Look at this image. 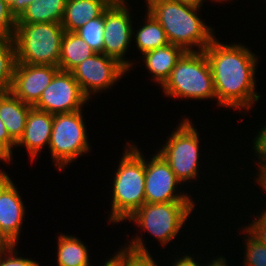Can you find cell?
Here are the masks:
<instances>
[{
    "mask_svg": "<svg viewBox=\"0 0 266 266\" xmlns=\"http://www.w3.org/2000/svg\"><path fill=\"white\" fill-rule=\"evenodd\" d=\"M210 64L218 105L251 108L260 98L255 91L257 56L241 44L226 45L216 38L204 50Z\"/></svg>",
    "mask_w": 266,
    "mask_h": 266,
    "instance_id": "cell-1",
    "label": "cell"
},
{
    "mask_svg": "<svg viewBox=\"0 0 266 266\" xmlns=\"http://www.w3.org/2000/svg\"><path fill=\"white\" fill-rule=\"evenodd\" d=\"M147 11L164 29L170 44L181 47L185 52L204 51L215 38L213 30L197 15L200 7L176 0H146Z\"/></svg>",
    "mask_w": 266,
    "mask_h": 266,
    "instance_id": "cell-2",
    "label": "cell"
},
{
    "mask_svg": "<svg viewBox=\"0 0 266 266\" xmlns=\"http://www.w3.org/2000/svg\"><path fill=\"white\" fill-rule=\"evenodd\" d=\"M128 146L113 178L109 223L129 219L145 203V158L136 146Z\"/></svg>",
    "mask_w": 266,
    "mask_h": 266,
    "instance_id": "cell-3",
    "label": "cell"
},
{
    "mask_svg": "<svg viewBox=\"0 0 266 266\" xmlns=\"http://www.w3.org/2000/svg\"><path fill=\"white\" fill-rule=\"evenodd\" d=\"M64 33L61 23H17L16 63L58 67Z\"/></svg>",
    "mask_w": 266,
    "mask_h": 266,
    "instance_id": "cell-4",
    "label": "cell"
},
{
    "mask_svg": "<svg viewBox=\"0 0 266 266\" xmlns=\"http://www.w3.org/2000/svg\"><path fill=\"white\" fill-rule=\"evenodd\" d=\"M161 87L166 95L174 98H216L212 71L205 52H185Z\"/></svg>",
    "mask_w": 266,
    "mask_h": 266,
    "instance_id": "cell-5",
    "label": "cell"
},
{
    "mask_svg": "<svg viewBox=\"0 0 266 266\" xmlns=\"http://www.w3.org/2000/svg\"><path fill=\"white\" fill-rule=\"evenodd\" d=\"M82 111L53 115L49 149L55 165L63 170L77 157L87 153L88 136L82 118Z\"/></svg>",
    "mask_w": 266,
    "mask_h": 266,
    "instance_id": "cell-6",
    "label": "cell"
},
{
    "mask_svg": "<svg viewBox=\"0 0 266 266\" xmlns=\"http://www.w3.org/2000/svg\"><path fill=\"white\" fill-rule=\"evenodd\" d=\"M194 205V202L144 203L128 220L149 231L164 246L180 232Z\"/></svg>",
    "mask_w": 266,
    "mask_h": 266,
    "instance_id": "cell-7",
    "label": "cell"
},
{
    "mask_svg": "<svg viewBox=\"0 0 266 266\" xmlns=\"http://www.w3.org/2000/svg\"><path fill=\"white\" fill-rule=\"evenodd\" d=\"M198 136L196 128L186 118L158 151L182 183L197 177L200 153Z\"/></svg>",
    "mask_w": 266,
    "mask_h": 266,
    "instance_id": "cell-8",
    "label": "cell"
},
{
    "mask_svg": "<svg viewBox=\"0 0 266 266\" xmlns=\"http://www.w3.org/2000/svg\"><path fill=\"white\" fill-rule=\"evenodd\" d=\"M87 101L73 74L59 69L33 107L55 115L80 111Z\"/></svg>",
    "mask_w": 266,
    "mask_h": 266,
    "instance_id": "cell-9",
    "label": "cell"
},
{
    "mask_svg": "<svg viewBox=\"0 0 266 266\" xmlns=\"http://www.w3.org/2000/svg\"><path fill=\"white\" fill-rule=\"evenodd\" d=\"M127 71L117 59L95 53L76 66L71 73L85 96L90 99L92 93L96 94L111 87Z\"/></svg>",
    "mask_w": 266,
    "mask_h": 266,
    "instance_id": "cell-10",
    "label": "cell"
},
{
    "mask_svg": "<svg viewBox=\"0 0 266 266\" xmlns=\"http://www.w3.org/2000/svg\"><path fill=\"white\" fill-rule=\"evenodd\" d=\"M125 4V2H112L104 11L103 54L117 59L129 70L132 62L126 61L123 57L135 33L132 28L130 10Z\"/></svg>",
    "mask_w": 266,
    "mask_h": 266,
    "instance_id": "cell-11",
    "label": "cell"
},
{
    "mask_svg": "<svg viewBox=\"0 0 266 266\" xmlns=\"http://www.w3.org/2000/svg\"><path fill=\"white\" fill-rule=\"evenodd\" d=\"M179 183L169 164L158 152L149 162L145 161V203L194 202L185 193H175Z\"/></svg>",
    "mask_w": 266,
    "mask_h": 266,
    "instance_id": "cell-12",
    "label": "cell"
},
{
    "mask_svg": "<svg viewBox=\"0 0 266 266\" xmlns=\"http://www.w3.org/2000/svg\"><path fill=\"white\" fill-rule=\"evenodd\" d=\"M15 184L0 170V240L4 245L19 240L25 209Z\"/></svg>",
    "mask_w": 266,
    "mask_h": 266,
    "instance_id": "cell-13",
    "label": "cell"
},
{
    "mask_svg": "<svg viewBox=\"0 0 266 266\" xmlns=\"http://www.w3.org/2000/svg\"><path fill=\"white\" fill-rule=\"evenodd\" d=\"M58 70L52 65L16 63L11 92L33 107Z\"/></svg>",
    "mask_w": 266,
    "mask_h": 266,
    "instance_id": "cell-14",
    "label": "cell"
},
{
    "mask_svg": "<svg viewBox=\"0 0 266 266\" xmlns=\"http://www.w3.org/2000/svg\"><path fill=\"white\" fill-rule=\"evenodd\" d=\"M53 115L31 107L22 137L17 146H25L32 159H35L43 146H49L52 132Z\"/></svg>",
    "mask_w": 266,
    "mask_h": 266,
    "instance_id": "cell-15",
    "label": "cell"
},
{
    "mask_svg": "<svg viewBox=\"0 0 266 266\" xmlns=\"http://www.w3.org/2000/svg\"><path fill=\"white\" fill-rule=\"evenodd\" d=\"M111 3V0H67L61 25L65 31L75 32L100 16Z\"/></svg>",
    "mask_w": 266,
    "mask_h": 266,
    "instance_id": "cell-16",
    "label": "cell"
},
{
    "mask_svg": "<svg viewBox=\"0 0 266 266\" xmlns=\"http://www.w3.org/2000/svg\"><path fill=\"white\" fill-rule=\"evenodd\" d=\"M31 107L18 99L11 91L0 92V118L9 136L16 143L23 135Z\"/></svg>",
    "mask_w": 266,
    "mask_h": 266,
    "instance_id": "cell-17",
    "label": "cell"
},
{
    "mask_svg": "<svg viewBox=\"0 0 266 266\" xmlns=\"http://www.w3.org/2000/svg\"><path fill=\"white\" fill-rule=\"evenodd\" d=\"M185 51L174 44H168L157 49L144 53L146 68L149 70L157 83L161 86L170 77L177 61Z\"/></svg>",
    "mask_w": 266,
    "mask_h": 266,
    "instance_id": "cell-18",
    "label": "cell"
},
{
    "mask_svg": "<svg viewBox=\"0 0 266 266\" xmlns=\"http://www.w3.org/2000/svg\"><path fill=\"white\" fill-rule=\"evenodd\" d=\"M67 0H36L17 14V23H61Z\"/></svg>",
    "mask_w": 266,
    "mask_h": 266,
    "instance_id": "cell-19",
    "label": "cell"
},
{
    "mask_svg": "<svg viewBox=\"0 0 266 266\" xmlns=\"http://www.w3.org/2000/svg\"><path fill=\"white\" fill-rule=\"evenodd\" d=\"M95 53L78 34L65 31L61 41L58 67L60 70L71 72L81 62Z\"/></svg>",
    "mask_w": 266,
    "mask_h": 266,
    "instance_id": "cell-20",
    "label": "cell"
},
{
    "mask_svg": "<svg viewBox=\"0 0 266 266\" xmlns=\"http://www.w3.org/2000/svg\"><path fill=\"white\" fill-rule=\"evenodd\" d=\"M57 257L58 266H91L87 247L74 236L58 237Z\"/></svg>",
    "mask_w": 266,
    "mask_h": 266,
    "instance_id": "cell-21",
    "label": "cell"
},
{
    "mask_svg": "<svg viewBox=\"0 0 266 266\" xmlns=\"http://www.w3.org/2000/svg\"><path fill=\"white\" fill-rule=\"evenodd\" d=\"M146 17V24L141 26L134 36L136 46L142 54L170 44L164 29L155 17L149 12Z\"/></svg>",
    "mask_w": 266,
    "mask_h": 266,
    "instance_id": "cell-22",
    "label": "cell"
},
{
    "mask_svg": "<svg viewBox=\"0 0 266 266\" xmlns=\"http://www.w3.org/2000/svg\"><path fill=\"white\" fill-rule=\"evenodd\" d=\"M15 65L14 38L0 37V92L11 91Z\"/></svg>",
    "mask_w": 266,
    "mask_h": 266,
    "instance_id": "cell-23",
    "label": "cell"
},
{
    "mask_svg": "<svg viewBox=\"0 0 266 266\" xmlns=\"http://www.w3.org/2000/svg\"><path fill=\"white\" fill-rule=\"evenodd\" d=\"M113 256L121 262L122 266H157L143 244L142 238L138 236L131 240L128 247L121 248L117 255Z\"/></svg>",
    "mask_w": 266,
    "mask_h": 266,
    "instance_id": "cell-24",
    "label": "cell"
},
{
    "mask_svg": "<svg viewBox=\"0 0 266 266\" xmlns=\"http://www.w3.org/2000/svg\"><path fill=\"white\" fill-rule=\"evenodd\" d=\"M96 53L104 48V12L75 31Z\"/></svg>",
    "mask_w": 266,
    "mask_h": 266,
    "instance_id": "cell-25",
    "label": "cell"
},
{
    "mask_svg": "<svg viewBox=\"0 0 266 266\" xmlns=\"http://www.w3.org/2000/svg\"><path fill=\"white\" fill-rule=\"evenodd\" d=\"M247 236L245 266H266V246L261 244L250 233Z\"/></svg>",
    "mask_w": 266,
    "mask_h": 266,
    "instance_id": "cell-26",
    "label": "cell"
},
{
    "mask_svg": "<svg viewBox=\"0 0 266 266\" xmlns=\"http://www.w3.org/2000/svg\"><path fill=\"white\" fill-rule=\"evenodd\" d=\"M17 15L6 4L0 0V37L14 38Z\"/></svg>",
    "mask_w": 266,
    "mask_h": 266,
    "instance_id": "cell-27",
    "label": "cell"
},
{
    "mask_svg": "<svg viewBox=\"0 0 266 266\" xmlns=\"http://www.w3.org/2000/svg\"><path fill=\"white\" fill-rule=\"evenodd\" d=\"M16 246L15 244L4 245L0 249V266H40L36 261L17 256L18 252L15 251Z\"/></svg>",
    "mask_w": 266,
    "mask_h": 266,
    "instance_id": "cell-28",
    "label": "cell"
},
{
    "mask_svg": "<svg viewBox=\"0 0 266 266\" xmlns=\"http://www.w3.org/2000/svg\"><path fill=\"white\" fill-rule=\"evenodd\" d=\"M248 227H245V232L250 233L261 244L266 246V211H263L259 218L251 222Z\"/></svg>",
    "mask_w": 266,
    "mask_h": 266,
    "instance_id": "cell-29",
    "label": "cell"
},
{
    "mask_svg": "<svg viewBox=\"0 0 266 266\" xmlns=\"http://www.w3.org/2000/svg\"><path fill=\"white\" fill-rule=\"evenodd\" d=\"M253 147L259 161L266 162V124L254 138Z\"/></svg>",
    "mask_w": 266,
    "mask_h": 266,
    "instance_id": "cell-30",
    "label": "cell"
},
{
    "mask_svg": "<svg viewBox=\"0 0 266 266\" xmlns=\"http://www.w3.org/2000/svg\"><path fill=\"white\" fill-rule=\"evenodd\" d=\"M16 142L9 136L5 124L0 118V147L12 158V148Z\"/></svg>",
    "mask_w": 266,
    "mask_h": 266,
    "instance_id": "cell-31",
    "label": "cell"
},
{
    "mask_svg": "<svg viewBox=\"0 0 266 266\" xmlns=\"http://www.w3.org/2000/svg\"><path fill=\"white\" fill-rule=\"evenodd\" d=\"M6 4L17 15L27 5L33 3L36 0H4Z\"/></svg>",
    "mask_w": 266,
    "mask_h": 266,
    "instance_id": "cell-32",
    "label": "cell"
},
{
    "mask_svg": "<svg viewBox=\"0 0 266 266\" xmlns=\"http://www.w3.org/2000/svg\"><path fill=\"white\" fill-rule=\"evenodd\" d=\"M173 266H202L198 264V262L194 260L192 256L185 255L182 258L176 259L173 263Z\"/></svg>",
    "mask_w": 266,
    "mask_h": 266,
    "instance_id": "cell-33",
    "label": "cell"
},
{
    "mask_svg": "<svg viewBox=\"0 0 266 266\" xmlns=\"http://www.w3.org/2000/svg\"><path fill=\"white\" fill-rule=\"evenodd\" d=\"M258 165H259L258 167H260L258 168V170L260 171V174H258L256 182H258V184H260L262 188L266 191V162H262V163L259 162Z\"/></svg>",
    "mask_w": 266,
    "mask_h": 266,
    "instance_id": "cell-34",
    "label": "cell"
},
{
    "mask_svg": "<svg viewBox=\"0 0 266 266\" xmlns=\"http://www.w3.org/2000/svg\"><path fill=\"white\" fill-rule=\"evenodd\" d=\"M204 266V264H203ZM206 266H227L226 264V259L225 258H217L215 260H213L211 263L206 264Z\"/></svg>",
    "mask_w": 266,
    "mask_h": 266,
    "instance_id": "cell-35",
    "label": "cell"
},
{
    "mask_svg": "<svg viewBox=\"0 0 266 266\" xmlns=\"http://www.w3.org/2000/svg\"><path fill=\"white\" fill-rule=\"evenodd\" d=\"M103 266H122L121 262L114 256L105 262Z\"/></svg>",
    "mask_w": 266,
    "mask_h": 266,
    "instance_id": "cell-36",
    "label": "cell"
},
{
    "mask_svg": "<svg viewBox=\"0 0 266 266\" xmlns=\"http://www.w3.org/2000/svg\"><path fill=\"white\" fill-rule=\"evenodd\" d=\"M176 1L192 4L199 7H201L202 3L204 2L203 0H176Z\"/></svg>",
    "mask_w": 266,
    "mask_h": 266,
    "instance_id": "cell-37",
    "label": "cell"
},
{
    "mask_svg": "<svg viewBox=\"0 0 266 266\" xmlns=\"http://www.w3.org/2000/svg\"><path fill=\"white\" fill-rule=\"evenodd\" d=\"M0 160L9 162L12 160L10 156L0 147Z\"/></svg>",
    "mask_w": 266,
    "mask_h": 266,
    "instance_id": "cell-38",
    "label": "cell"
},
{
    "mask_svg": "<svg viewBox=\"0 0 266 266\" xmlns=\"http://www.w3.org/2000/svg\"><path fill=\"white\" fill-rule=\"evenodd\" d=\"M112 2H126L125 0H111Z\"/></svg>",
    "mask_w": 266,
    "mask_h": 266,
    "instance_id": "cell-39",
    "label": "cell"
},
{
    "mask_svg": "<svg viewBox=\"0 0 266 266\" xmlns=\"http://www.w3.org/2000/svg\"><path fill=\"white\" fill-rule=\"evenodd\" d=\"M4 246V244L2 243V241L0 240V249Z\"/></svg>",
    "mask_w": 266,
    "mask_h": 266,
    "instance_id": "cell-40",
    "label": "cell"
}]
</instances>
